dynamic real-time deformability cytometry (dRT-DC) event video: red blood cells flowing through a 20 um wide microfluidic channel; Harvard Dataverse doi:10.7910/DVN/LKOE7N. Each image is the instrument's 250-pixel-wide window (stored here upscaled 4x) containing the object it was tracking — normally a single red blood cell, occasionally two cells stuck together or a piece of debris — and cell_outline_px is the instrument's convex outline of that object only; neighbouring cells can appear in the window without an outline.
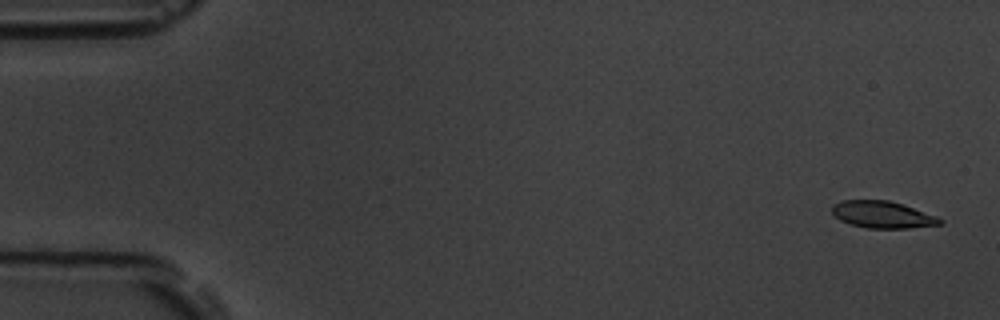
{"species": "common noctule bat (a hibernating species)", "species_latin": "Nyctalus noctula", "temperature_condition": "room temperature", "stored_images_in_passage": 5, "camera_frame_rate_fps": 3000, "um_per_image_px": 0.085, "animal": {"sex": "male", "body_mass_g": 19.5, "forearm_length_mm": 54.6}, "frame": {"image": 1, "passage_image": 1, "time_ms": 0.0, "image_size_px": [1000, 320], "cell_outline_px": [[944, 220], [940, 224], [908, 228], [868, 228], [852, 224], [840, 220], [832, 212], [832, 204], [840, 200], [888, 200], [936, 216]], "centroid_in_image_um": [74.97, 18.24], "position_along_channel_um": 10.0, "area_um2": 16.65}}